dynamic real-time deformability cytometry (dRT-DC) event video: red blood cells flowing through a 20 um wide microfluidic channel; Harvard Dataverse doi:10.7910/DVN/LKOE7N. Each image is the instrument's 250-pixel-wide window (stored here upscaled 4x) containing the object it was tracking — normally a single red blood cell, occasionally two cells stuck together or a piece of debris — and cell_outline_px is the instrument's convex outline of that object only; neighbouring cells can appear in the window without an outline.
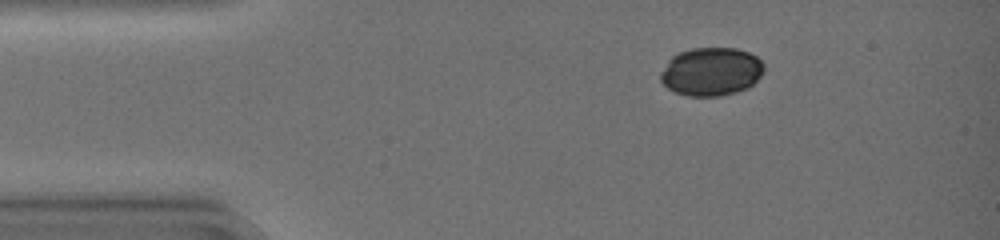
{"species": "common noctule bat (a hibernating species)", "species_latin": "Nyctalus noctula", "temperature_condition": "warm", "stored_images_in_passage": 35, "camera_frame_rate_fps": 3000, "um_per_image_px": 0.085, "animal": {"sex": "female", "body_mass_g": 19.0, "forearm_length_mm": 51.5}, "frame": {"image": 1, "passage_image": 1, "time_ms": 0.0, "image_size_px": [1000, 240], "cell_outline_px": [[764, 72], [748, 88], [736, 92], [720, 96], [688, 96], [676, 92], [668, 88], [660, 80], [660, 72], [668, 60], [672, 56], [680, 52], [692, 48], [736, 48], [748, 52], [756, 56], [764, 64]], "centroid_in_image_um": [60.45, 6.08], "position_along_channel_um": 24.6, "area_um2": 29.19}}
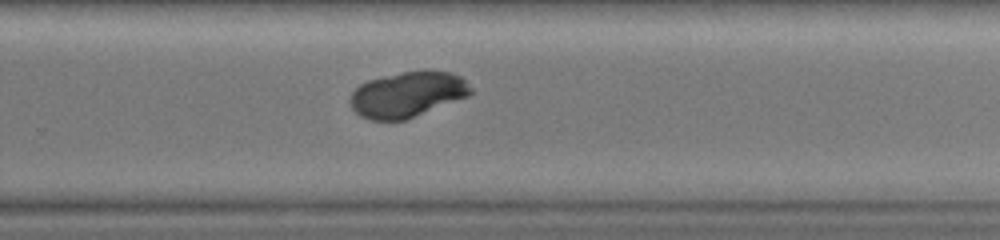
{"frame": {"image": 2, "passage_image": 24, "time_ms": 7.667, "image_size_px": [1000, 240], "cell_outline_px": [[472, 92], [468, 96], [404, 120], [372, 120], [360, 116], [348, 104], [348, 100], [352, 92], [360, 84], [368, 80], [384, 76], [424, 68], [448, 72], [460, 76], [472, 88]], "centroid_in_image_um": [34.61, 8.01], "position_along_channel_um": 295.2, "area_um2": 32.08}}
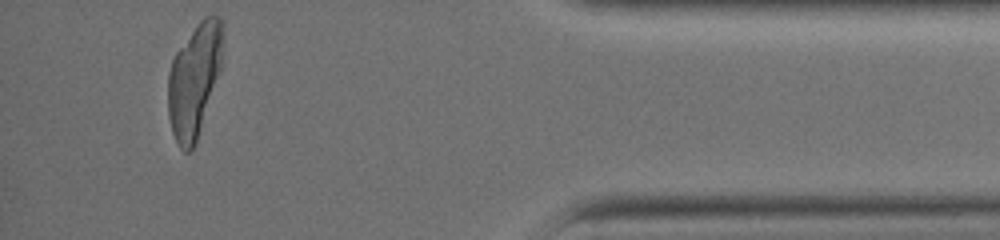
{"frame": {"image": 3, "passage_image": 35, "time_ms": 11.333, "image_size_px": [1000, 240], "cell_outline_px": [[224, 40], [220, 68], [196, 144], [192, 152], [184, 152], [180, 148], [172, 132], [168, 116], [168, 72], [172, 60], [176, 52], [196, 24], [204, 16], [220, 16], [224, 20]], "centroid_in_image_um": [16.52, 6.78], "position_along_channel_um": 418.7, "area_um2": 36.47}}